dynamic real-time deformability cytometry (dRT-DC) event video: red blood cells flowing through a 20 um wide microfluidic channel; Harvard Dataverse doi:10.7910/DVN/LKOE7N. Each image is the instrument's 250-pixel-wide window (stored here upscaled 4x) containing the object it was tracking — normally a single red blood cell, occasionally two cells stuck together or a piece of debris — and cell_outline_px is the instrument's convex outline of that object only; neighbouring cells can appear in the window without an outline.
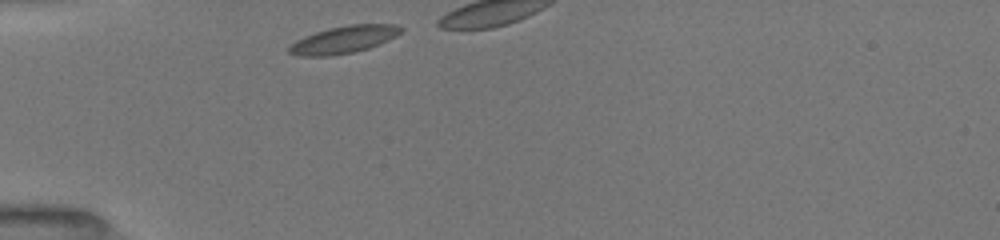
{"species": "common noctule bat (a hibernating species)", "species_latin": "Nyctalus noctula", "temperature_condition": "room temperature", "stored_images_in_passage": 7, "camera_frame_rate_fps": 3000, "um_per_image_px": 0.085, "animal": {"sex": "female", "body_mass_g": 19.5, "forearm_length_mm": 54.1}, "frame": {"image": 1, "passage_image": 1, "time_ms": 0.0, "image_size_px": [1000, 240], "cell_outline_px": [[404, 32], [380, 44], [368, 48], [352, 52], [332, 56], [300, 56], [288, 52], [288, 48], [296, 40], [304, 36], [328, 28], [348, 24], [396, 24], [404, 28]], "centroid_in_image_um": [29.26, 3.35], "position_along_channel_um": 55.7, "area_um2": 17.92}}